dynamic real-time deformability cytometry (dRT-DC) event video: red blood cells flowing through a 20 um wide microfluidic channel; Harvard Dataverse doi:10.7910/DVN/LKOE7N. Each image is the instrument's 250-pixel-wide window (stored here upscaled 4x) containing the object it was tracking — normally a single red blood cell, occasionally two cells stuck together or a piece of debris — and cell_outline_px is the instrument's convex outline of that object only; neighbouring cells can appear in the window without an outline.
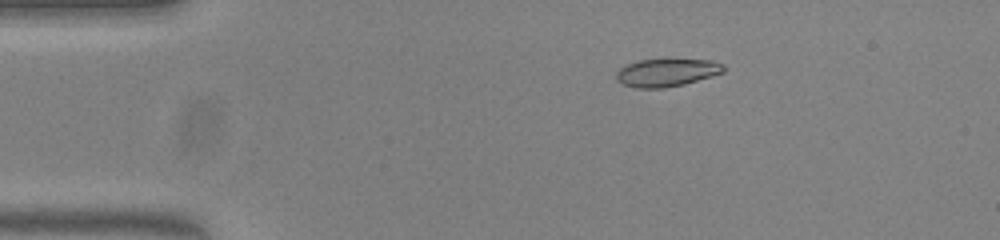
{"species": "common noctule bat (a hibernating species)", "species_latin": "Nyctalus noctula", "temperature_condition": "warm", "stored_images_in_passage": 54, "camera_frame_rate_fps": 3000, "um_per_image_px": 0.085, "animal": {"sex": "female", "body_mass_g": 23.0, "forearm_length_mm": 53.4}, "frame": {"image": 1, "passage_image": 10, "time_ms": 3.0, "image_size_px": [1000, 240], "cell_outline_px": [[728, 68], [724, 72], [712, 76], [684, 84], [664, 88], [636, 88], [620, 84], [616, 80], [616, 72], [620, 68], [628, 64], [640, 60], [668, 56], [712, 60], [724, 64]], "centroid_in_image_um": [56.71, 6.11], "position_along_channel_um": 28.3, "area_um2": 18.5}}
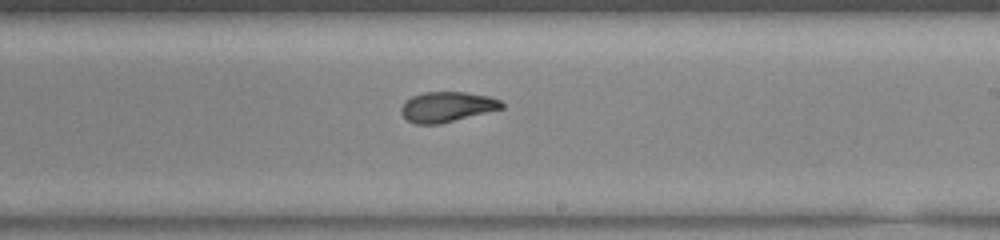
{"frame": {"image": 2, "passage_image": 32, "time_ms": 10.333, "image_size_px": [1000, 240], "cell_outline_px": [[504, 108], [440, 124], [416, 124], [408, 120], [400, 112], [400, 108], [404, 100], [412, 96], [424, 92], [464, 92], [488, 96], [500, 100], [504, 104]], "centroid_in_image_um": [37.97, 9.08], "position_along_channel_um": 251.0, "area_um2": 17.74}}
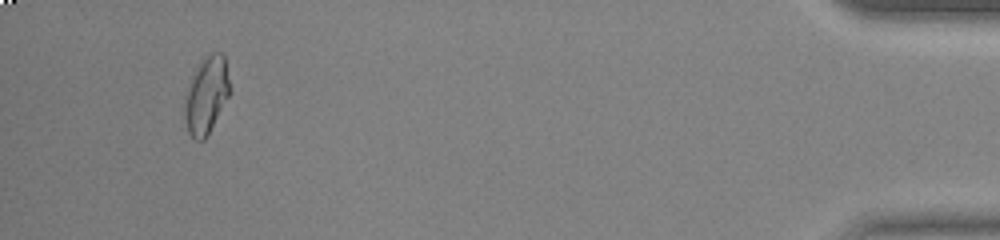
{"frame": {"image": 3, "passage_image": 51, "time_ms": 16.667, "image_size_px": [1000, 240], "cell_outline_px": [[228, 96], [204, 140], [196, 140], [188, 132], [184, 120], [184, 100], [192, 76], [200, 60], [212, 52], [224, 52], [228, 80]], "centroid_in_image_um": [17.51, 8.06], "position_along_channel_um": 417.7, "area_um2": 19.77}, "authors_computed_cell_mechanics": {"area_um2": 18.0336, "velocity_mm_per_s": 3.8302, "shape_relaxation_time_tau1_ms": 7.989, "shape_relaxation_time_tau2_ms": 1.9899, "deformation_change_tau1": 0.2536, "deformation_change_tau2": 0.0562}}